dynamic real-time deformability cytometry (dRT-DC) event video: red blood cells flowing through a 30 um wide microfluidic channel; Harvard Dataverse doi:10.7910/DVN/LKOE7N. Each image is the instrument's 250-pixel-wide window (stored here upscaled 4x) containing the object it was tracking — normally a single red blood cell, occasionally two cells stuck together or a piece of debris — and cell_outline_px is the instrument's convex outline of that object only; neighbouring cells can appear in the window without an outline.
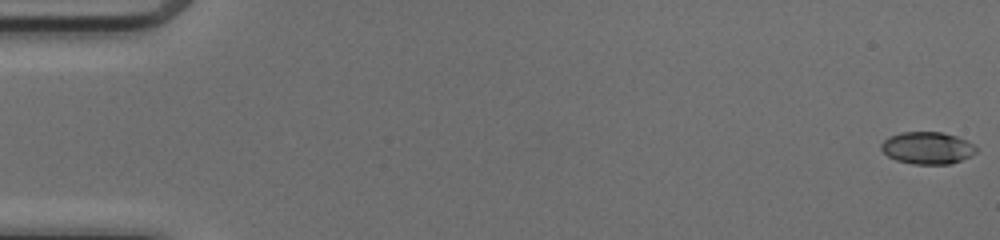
{"species": "common noctule bat (a hibernating species)", "species_latin": "Nyctalus noctula", "temperature_condition": "cold", "stored_images_in_passage": 45, "camera_frame_rate_fps": 3000, "um_per_image_px": 0.085, "animal": {"sex": "female", "body_mass_g": 17.0, "forearm_length_mm": 48.0}, "frame": {"image": 1, "passage_image": 1, "time_ms": 0.0, "image_size_px": [1000, 240], "cell_outline_px": [[976, 152], [972, 156], [948, 164], [912, 164], [896, 160], [888, 156], [880, 148], [880, 144], [888, 136], [900, 132], [944, 132], [968, 140], [976, 148]], "centroid_in_image_um": [78.81, 12.57], "position_along_channel_um": 6.2, "area_um2": 17.92}}
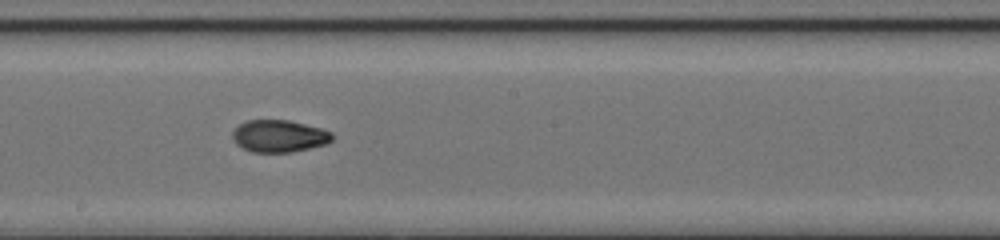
{"frame": {"image": 2, "passage_image": 29, "time_ms": 9.333, "image_size_px": [1000, 240], "cell_outline_px": [[332, 140], [328, 144], [292, 152], [252, 152], [236, 144], [232, 140], [232, 132], [240, 124], [248, 120], [288, 120], [320, 128], [332, 132]], "centroid_in_image_um": [23.72, 11.57], "position_along_channel_um": 224.5, "area_um2": 18.67}}
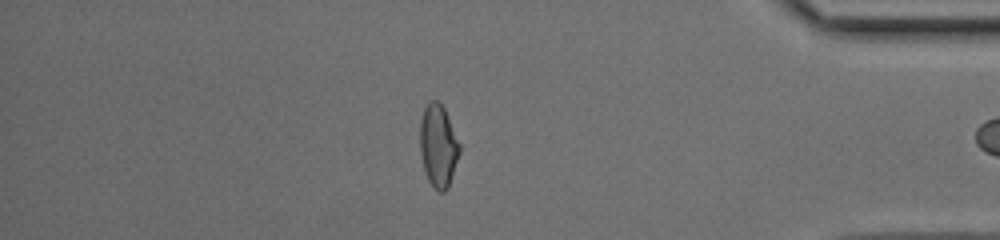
{"frame": {"image": 3, "passage_image": 44, "time_ms": 14.333, "image_size_px": [1000, 240], "cell_outline_px": [[460, 152], [448, 188], [444, 192], [440, 192], [428, 180], [424, 172], [420, 152], [420, 120], [424, 108], [428, 100], [436, 100], [444, 108], [460, 144]], "centroid_in_image_um": [37.24, 12.38], "position_along_channel_um": 398.0, "area_um2": 19.02}}